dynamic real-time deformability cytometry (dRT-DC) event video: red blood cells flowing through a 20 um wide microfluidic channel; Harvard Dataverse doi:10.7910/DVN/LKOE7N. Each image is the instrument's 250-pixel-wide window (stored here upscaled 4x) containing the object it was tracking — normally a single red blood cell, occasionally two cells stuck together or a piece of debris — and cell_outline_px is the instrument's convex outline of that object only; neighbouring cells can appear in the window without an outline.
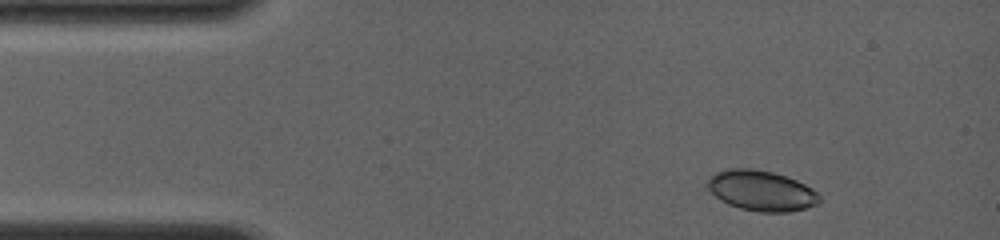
{"species": "common noctule bat (a hibernating species)", "species_latin": "Nyctalus noctula", "temperature_condition": "room temperature", "stored_images_in_passage": 2, "camera_frame_rate_fps": 4000, "um_per_image_px": 0.085, "animal": {"sex": "female", "body_mass_g": 19.0, "forearm_length_mm": 56.7}, "frame": {"image": 1, "passage_image": 2, "time_ms": 1.25, "image_size_px": [1000, 240], "cell_outline_px": [[820, 200], [816, 204], [808, 208], [788, 212], [760, 212], [740, 208], [728, 204], [720, 200], [704, 184], [708, 176], [716, 172], [728, 168], [752, 168], [772, 172], [796, 180], [812, 188], [820, 196]], "centroid_in_image_um": [64.67, 16.2], "position_along_channel_um": 20.3, "area_um2": 26.47}}